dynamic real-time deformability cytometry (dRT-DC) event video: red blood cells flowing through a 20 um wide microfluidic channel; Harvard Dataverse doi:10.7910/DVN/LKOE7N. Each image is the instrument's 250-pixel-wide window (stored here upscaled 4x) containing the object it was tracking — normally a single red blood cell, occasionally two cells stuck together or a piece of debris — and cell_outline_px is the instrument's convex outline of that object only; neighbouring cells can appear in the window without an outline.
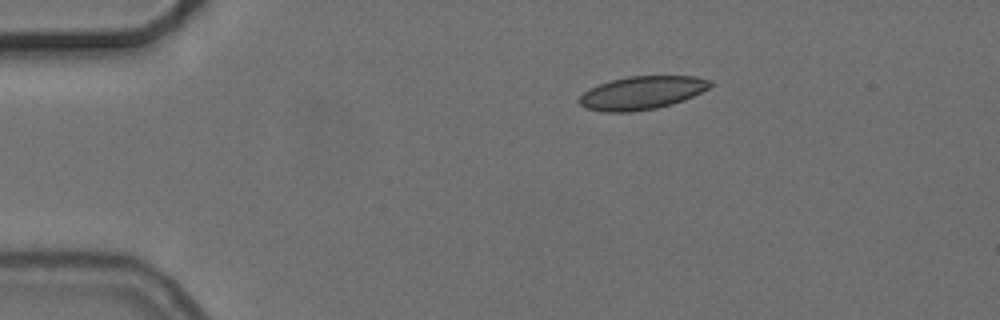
{"species": "common noctule bat (a hibernating species)", "species_latin": "Nyctalus noctula", "temperature_condition": "cold", "stored_images_in_passage": 2, "camera_frame_rate_fps": 3000, "um_per_image_px": 0.085, "animal": {"sex": "female", "body_mass_g": 24.6, "forearm_length_mm": 56.2}, "frame": {"image": 1, "passage_image": 1, "time_ms": 0.0, "image_size_px": [1000, 320], "cell_outline_px": [[712, 84], [708, 88], [684, 100], [672, 104], [656, 108], [632, 112], [604, 112], [584, 108], [576, 100], [584, 92], [600, 84], [612, 80], [628, 76], [696, 76], [712, 80]], "centroid_in_image_um": [54.55, 7.89], "position_along_channel_um": 30.5, "area_um2": 25.32}}